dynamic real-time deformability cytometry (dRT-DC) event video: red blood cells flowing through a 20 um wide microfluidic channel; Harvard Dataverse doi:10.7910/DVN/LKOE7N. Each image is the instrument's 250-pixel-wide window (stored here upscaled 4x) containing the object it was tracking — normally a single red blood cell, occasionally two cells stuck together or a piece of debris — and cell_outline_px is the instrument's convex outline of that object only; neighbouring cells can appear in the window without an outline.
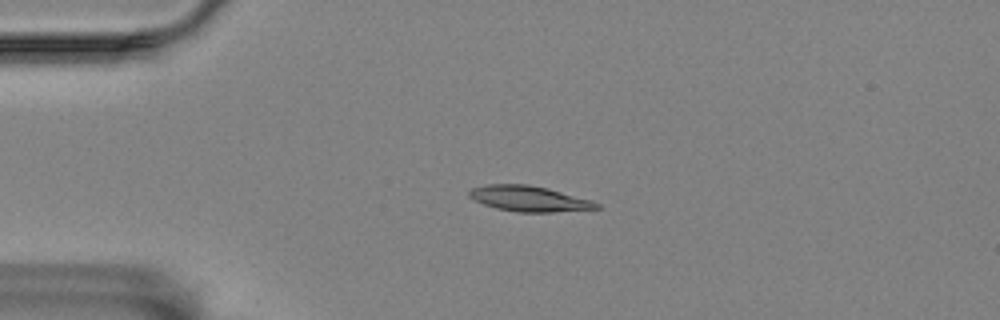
{"species": "Egyptian fruit bat (a non-hibernating species)", "species_latin": "Rousettus aegyptiacus", "temperature_condition": "room temperature", "stored_images_in_passage": 44, "camera_frame_rate_fps": 3000, "um_per_image_px": 0.085, "animal": {"sex": "female"}, "frame": {"image": 1, "passage_image": 5, "time_ms": 1.333, "image_size_px": [1000, 320], "cell_outline_px": [[600, 208], [552, 212], [516, 212], [496, 208], [484, 204], [468, 196], [468, 192], [472, 188], [488, 184], [528, 184], [548, 188], [592, 200], [600, 204]], "centroid_in_image_um": [44.98, 16.88], "position_along_channel_um": 40.0, "area_um2": 18.9}}
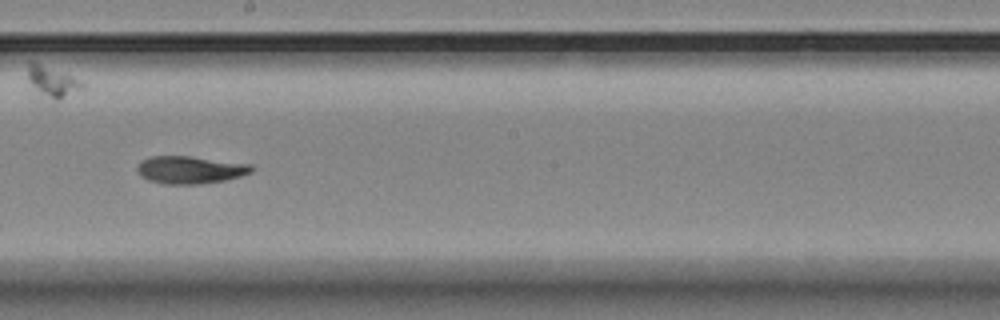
{"frame": {"image": 2, "passage_image": 24, "time_ms": 7.667, "image_size_px": [1000, 320], "cell_outline_px": [[256, 168], [252, 172], [240, 176], [224, 180], [200, 184], [164, 184], [148, 180], [140, 176], [136, 172], [136, 168], [140, 160], [152, 156], [188, 156], [252, 164]], "centroid_in_image_um": [16.14, 14.43], "position_along_channel_um": 232.1, "area_um2": 18.55}}
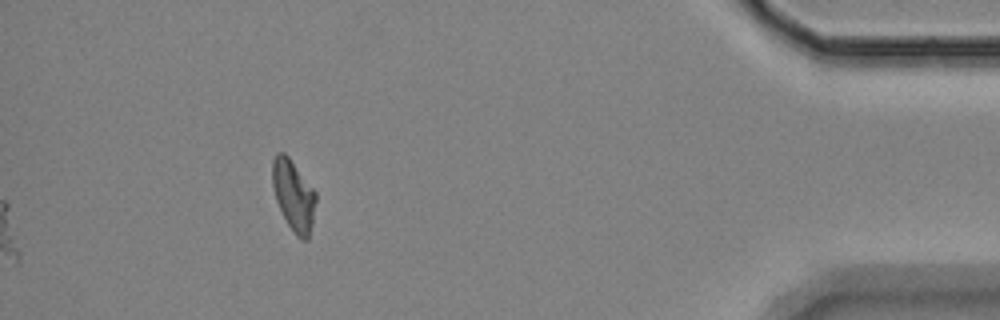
{"frame": {"image": 3, "passage_image": 44, "time_ms": 14.333, "image_size_px": [1000, 320], "cell_outline_px": [[316, 200], [312, 224], [308, 240], [300, 240], [296, 236], [288, 224], [276, 200], [272, 184], [272, 160], [276, 152], [284, 152], [288, 156], [316, 192]], "centroid_in_image_um": [24.94, 16.6], "position_along_channel_um": 410.3, "area_um2": 17.86}, "authors_computed_cell_mechanics": {"area_um2": 18.2648, "velocity_mm_per_s": 3.4609, "shape_relaxation_time_tau1_ms": null, "shape_relaxation_time_tau2_ms": 9.8831, "deformation_change_tau1": null, "deformation_change_tau2": 0.1209}}